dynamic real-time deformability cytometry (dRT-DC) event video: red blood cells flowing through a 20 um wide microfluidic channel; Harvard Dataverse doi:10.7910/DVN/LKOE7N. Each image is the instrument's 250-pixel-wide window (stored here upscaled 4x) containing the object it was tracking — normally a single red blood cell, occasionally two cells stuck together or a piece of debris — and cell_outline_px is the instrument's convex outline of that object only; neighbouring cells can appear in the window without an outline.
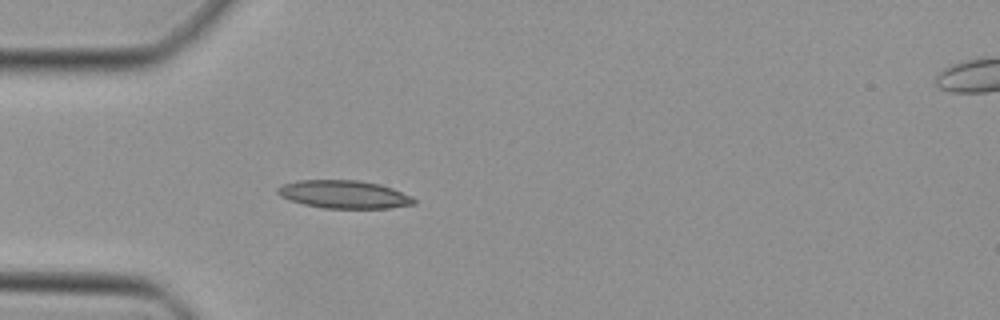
{"species": "Egyptian fruit bat (a non-hibernating species)", "species_latin": "Rousettus aegyptiacus", "temperature_condition": "cold", "stored_images_in_passage": 34, "camera_frame_rate_fps": 3000, "um_per_image_px": 0.085, "animal": {"sex": "female"}, "frame": {"image": 1, "passage_image": 1, "time_ms": 0.0, "image_size_px": [1000, 320], "cell_outline_px": [[416, 204], [388, 208], [324, 208], [304, 204], [280, 196], [276, 192], [276, 188], [284, 184], [296, 180], [360, 180], [380, 184], [392, 188], [412, 196], [416, 200]], "centroid_in_image_um": [29.26, 16.51], "position_along_channel_um": 55.7, "area_um2": 22.25}}
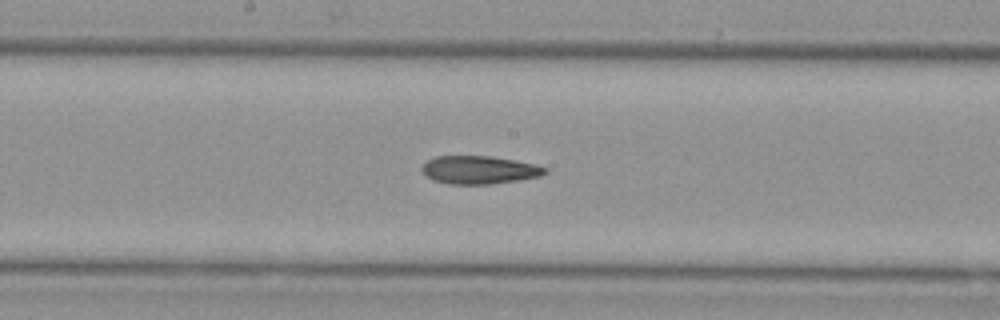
{"frame": {"image": 2, "passage_image": 12, "time_ms": 3.667, "image_size_px": [1000, 320], "cell_outline_px": [[548, 172], [540, 176], [516, 180], [488, 184], [448, 184], [432, 180], [424, 176], [420, 168], [428, 160], [436, 156], [492, 156], [536, 164], [548, 168]], "centroid_in_image_um": [40.71, 14.44], "position_along_channel_um": 207.5, "area_um2": 20.23}}
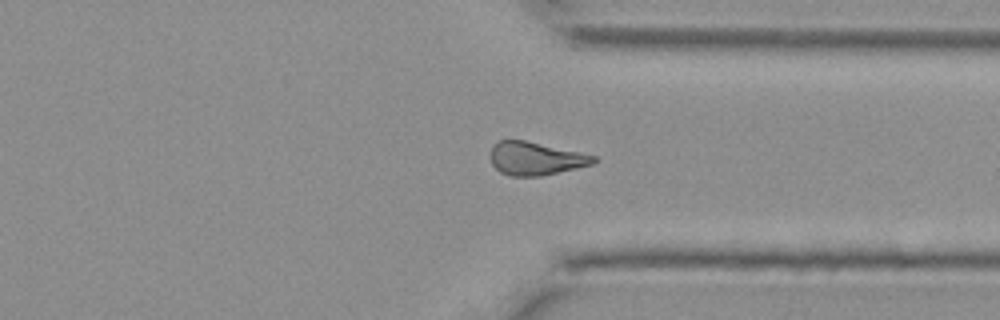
{"frame": {"image": 3, "passage_image": 23, "time_ms": 7.333, "image_size_px": [1000, 320], "cell_outline_px": [[596, 160], [592, 164], [576, 168], [540, 176], [512, 176], [500, 172], [492, 164], [492, 144], [500, 140], [524, 140], [596, 156]], "centroid_in_image_um": [45.5, 13.47], "position_along_channel_um": 365.9, "area_um2": 19.54}}